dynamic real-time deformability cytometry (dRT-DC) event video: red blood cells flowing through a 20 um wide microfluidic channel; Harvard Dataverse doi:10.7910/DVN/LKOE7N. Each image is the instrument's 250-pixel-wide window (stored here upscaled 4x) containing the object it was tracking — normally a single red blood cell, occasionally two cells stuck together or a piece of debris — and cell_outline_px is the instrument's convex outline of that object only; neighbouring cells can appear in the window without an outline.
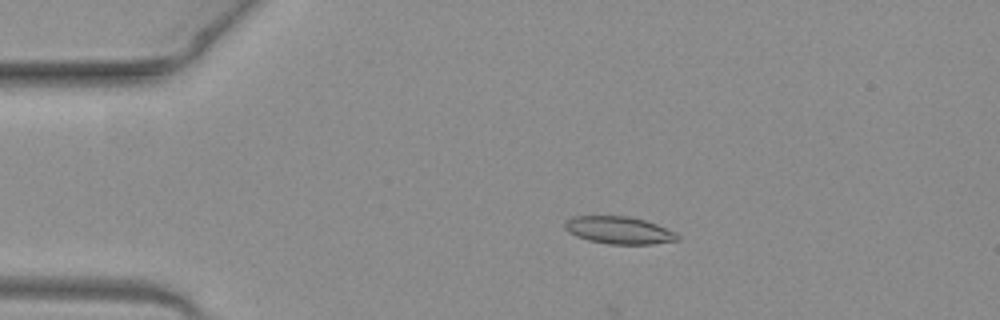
{"species": "common noctule bat (a hibernating species)", "species_latin": "Nyctalus noctula", "temperature_condition": "warm", "stored_images_in_passage": 52, "camera_frame_rate_fps": 3000, "um_per_image_px": 0.085, "animal": {"sex": "female", "body_mass_g": 19.3, "forearm_length_mm": 54.1}, "frame": {"image": 1, "passage_image": 11, "time_ms": 3.333, "image_size_px": [1000, 320], "cell_outline_px": [[680, 240], [652, 244], [608, 244], [588, 240], [576, 236], [568, 232], [564, 228], [564, 224], [572, 216], [628, 216], [644, 220], [656, 224], [676, 232], [680, 236]], "centroid_in_image_um": [52.62, 19.57], "position_along_channel_um": 32.4, "area_um2": 18.03}}
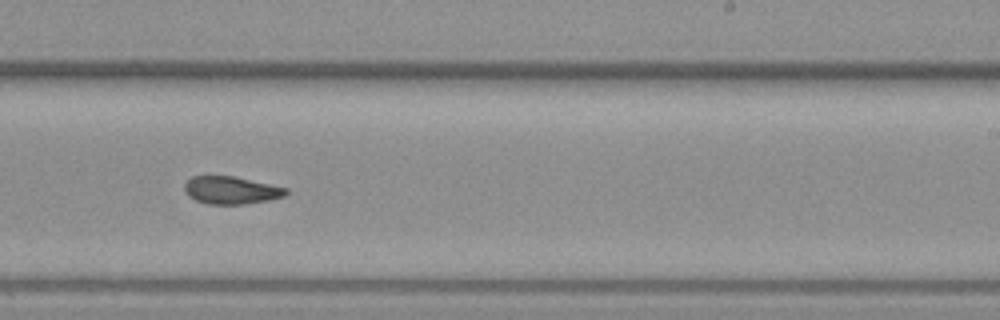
{"frame": {"image": 2, "passage_image": 32, "time_ms": 10.333, "image_size_px": [1000, 320], "cell_outline_px": [[288, 196], [268, 200], [244, 204], [208, 204], [196, 200], [188, 196], [184, 192], [184, 184], [192, 176], [232, 176], [288, 188]], "centroid_in_image_um": [19.65, 16.17], "position_along_channel_um": 269.4, "area_um2": 16.36}}
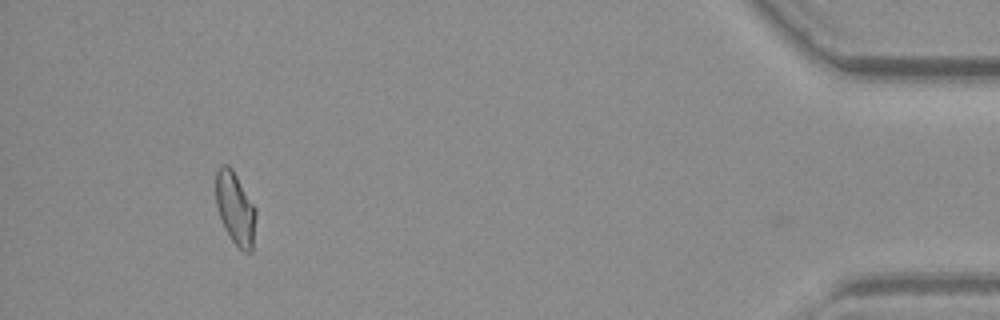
{"frame": {"image": 3, "passage_image": 48, "time_ms": 15.667, "image_size_px": [1000, 320], "cell_outline_px": [[256, 216], [252, 252], [244, 252], [232, 240], [224, 228], [216, 204], [216, 168], [220, 164], [228, 164], [232, 168], [256, 208]], "centroid_in_image_um": [20.0, 17.68], "position_along_channel_um": 415.2, "area_um2": 16.99}, "authors_computed_cell_mechanics": {"area_um2": 17.1088, "velocity_mm_per_s": 4.062, "shape_relaxation_time_tau1_ms": null, "shape_relaxation_time_tau2_ms": 3.6056, "deformation_change_tau1": null, "deformation_change_tau2": 0.0927}}